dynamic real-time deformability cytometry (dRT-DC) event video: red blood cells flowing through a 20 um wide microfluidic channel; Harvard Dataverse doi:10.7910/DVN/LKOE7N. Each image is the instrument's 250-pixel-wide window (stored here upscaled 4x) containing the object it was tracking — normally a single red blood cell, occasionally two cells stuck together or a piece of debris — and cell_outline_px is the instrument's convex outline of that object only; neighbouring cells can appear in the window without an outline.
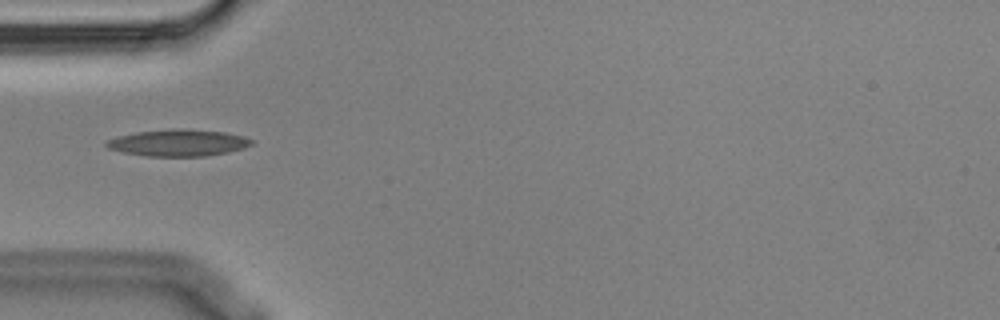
{"species": "Egyptian fruit bat (a non-hibernating species)", "species_latin": "Rousettus aegyptiacus", "temperature_condition": "cold", "stored_images_in_passage": 10, "camera_frame_rate_fps": 3000, "um_per_image_px": 0.085, "animal": {"sex": "male"}, "frame": {"image": 1, "passage_image": 6, "time_ms": 1.667, "image_size_px": [1000, 320], "cell_outline_px": [[252, 144], [244, 148], [228, 152], [204, 156], [144, 156], [124, 152], [108, 148], [104, 144], [108, 140], [116, 136], [136, 132], [172, 128], [184, 128], [224, 132], [244, 136], [252, 140]], "centroid_in_image_um": [15.14, 12.13], "position_along_channel_um": 69.9, "area_um2": 22.66}}
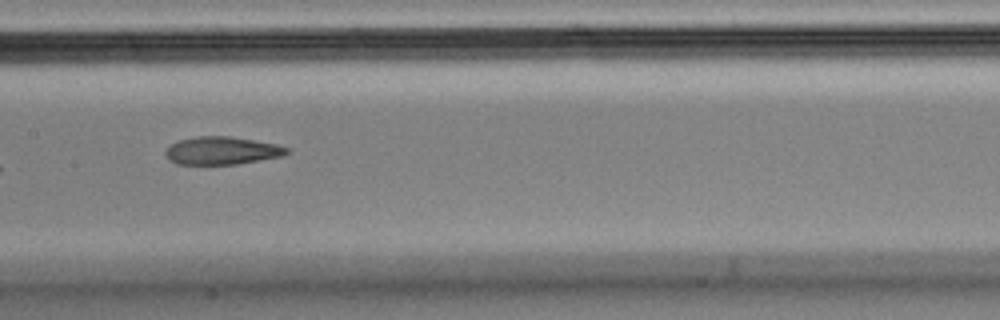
{"frame": {"image": 2, "passage_image": 9, "time_ms": 2.667, "image_size_px": [1000, 320], "cell_outline_px": [[292, 152], [280, 156], [260, 160], [236, 164], [176, 164], [168, 160], [164, 152], [172, 144], [180, 140], [200, 136], [228, 136], [276, 144], [288, 148]], "centroid_in_image_um": [18.86, 12.81], "position_along_channel_um": 188.5, "area_um2": 19.48}}
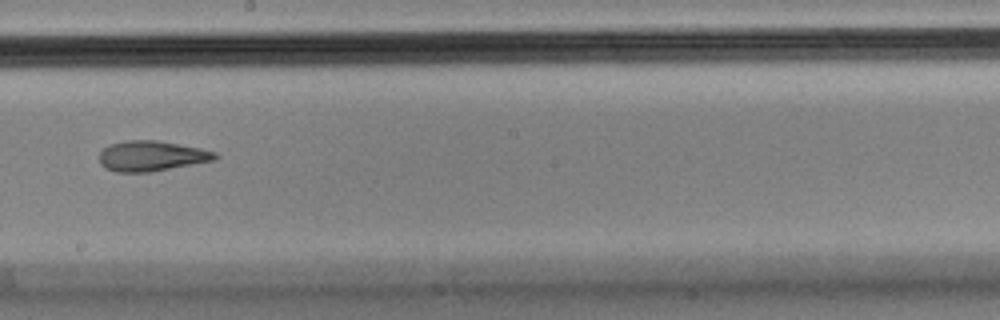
{"frame": {"image": 3, "passage_image": 10, "time_ms": 3.0, "image_size_px": [1000, 320], "cell_outline_px": [[220, 156], [216, 160], [148, 172], [116, 172], [104, 168], [100, 164], [100, 152], [108, 144], [128, 140], [156, 140], [200, 148], [216, 152]], "centroid_in_image_um": [12.87, 13.26], "position_along_channel_um": 235.3, "area_um2": 20.46}}